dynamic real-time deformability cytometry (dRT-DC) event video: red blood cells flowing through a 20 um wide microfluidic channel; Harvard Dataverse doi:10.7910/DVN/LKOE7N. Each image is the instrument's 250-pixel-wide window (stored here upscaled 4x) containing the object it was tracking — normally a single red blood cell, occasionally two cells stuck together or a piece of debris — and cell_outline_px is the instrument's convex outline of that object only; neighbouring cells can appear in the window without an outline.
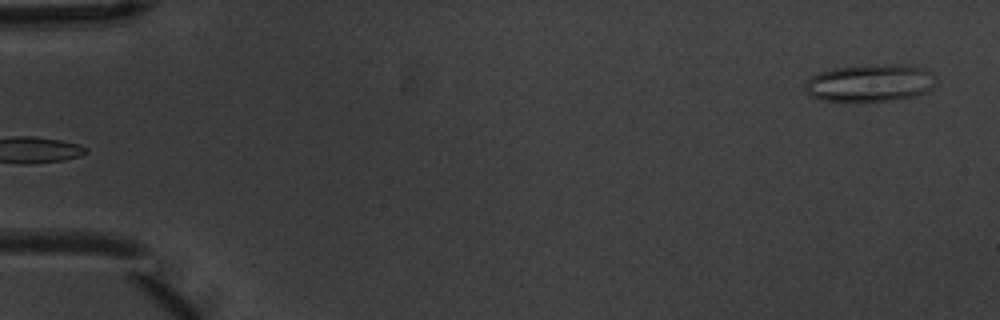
{"species": "common noctule bat (a hibernating species)", "species_latin": "Nyctalus noctula", "temperature_condition": "warm", "stored_images_in_passage": 5, "camera_frame_rate_fps": 3000, "um_per_image_px": 0.085, "animal": {"sex": "male", "body_mass_g": 20.1, "forearm_length_mm": 53.5}, "frame": {"image": 1, "passage_image": 5, "time_ms": 1.333, "image_size_px": [1000, 320], "cell_outline_px": [[936, 84], [928, 92], [916, 96], [892, 100], [820, 100], [812, 96], [804, 88], [804, 84], [812, 76], [820, 72], [832, 68], [892, 64], [900, 64], [924, 68], [932, 72], [936, 76]], "centroid_in_image_um": [74.02, 7.04], "position_along_channel_um": 11.0, "area_um2": 28.32}}